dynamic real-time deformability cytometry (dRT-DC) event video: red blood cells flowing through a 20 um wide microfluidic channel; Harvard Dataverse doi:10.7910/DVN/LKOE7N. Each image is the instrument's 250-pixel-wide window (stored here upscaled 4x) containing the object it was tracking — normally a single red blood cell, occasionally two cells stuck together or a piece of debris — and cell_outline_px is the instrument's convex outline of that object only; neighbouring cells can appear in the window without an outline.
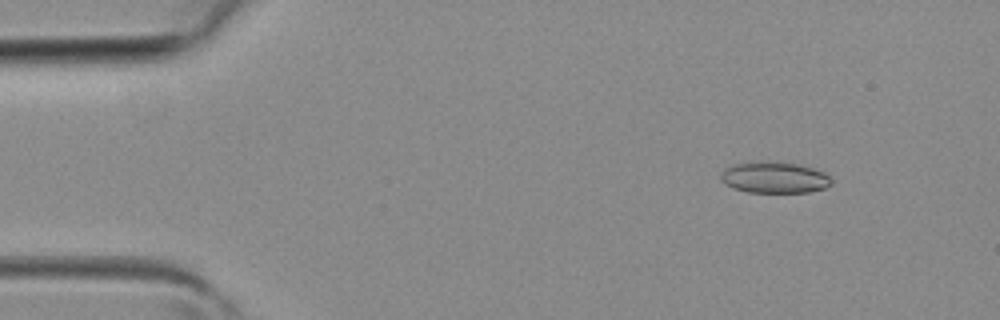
{"species": "common noctule bat (a hibernating species)", "species_latin": "Nyctalus noctula", "temperature_condition": "room temperature", "stored_images_in_passage": 2, "camera_frame_rate_fps": 3000, "um_per_image_px": 0.085, "animal": {"sex": "female", "body_mass_g": 19.3, "forearm_length_mm": 54.1}, "frame": {"image": 1, "passage_image": 1, "time_ms": 0.0, "image_size_px": [1000, 320], "cell_outline_px": [[832, 184], [824, 188], [808, 192], [748, 192], [732, 188], [724, 184], [720, 180], [720, 176], [724, 168], [732, 164], [764, 160], [796, 164], [812, 168], [824, 172], [832, 180]], "centroid_in_image_um": [65.77, 15.08], "position_along_channel_um": 19.2, "area_um2": 20.35}}
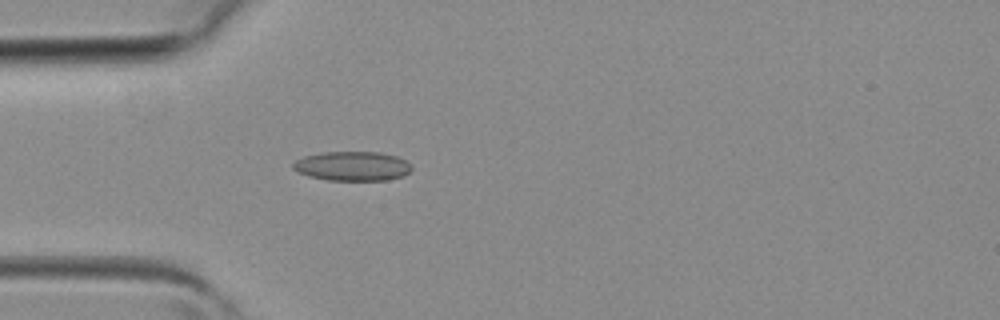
{"frame": {"image": 2, "passage_image": 2, "time_ms": 0.333, "image_size_px": [1000, 320], "cell_outline_px": [[412, 168], [404, 176], [388, 180], [328, 180], [308, 176], [292, 168], [292, 164], [296, 160], [304, 156], [324, 152], [380, 152], [396, 156], [412, 164]], "centroid_in_image_um": [29.97, 14.12], "position_along_channel_um": 55.0, "area_um2": 20.29}}